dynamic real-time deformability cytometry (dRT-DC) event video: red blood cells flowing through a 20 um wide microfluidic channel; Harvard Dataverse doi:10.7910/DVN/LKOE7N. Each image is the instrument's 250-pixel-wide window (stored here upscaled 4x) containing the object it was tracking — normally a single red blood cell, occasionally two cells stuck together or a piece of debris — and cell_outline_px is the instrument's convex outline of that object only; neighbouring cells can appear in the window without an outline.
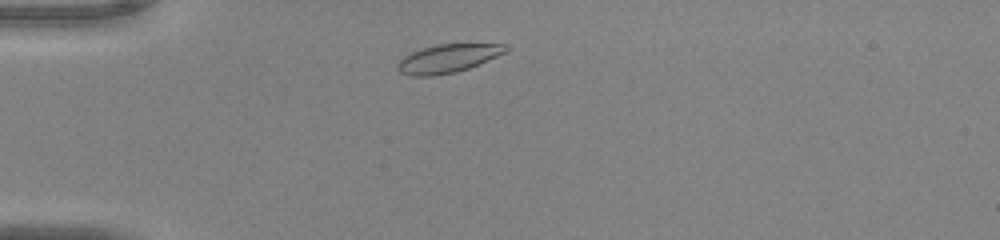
{"species": "common noctule bat (a hibernating species)", "species_latin": "Nyctalus noctula", "temperature_condition": "warm", "stored_images_in_passage": 40, "camera_frame_rate_fps": 3000, "um_per_image_px": 0.085, "animal": {"sex": "male", "body_mass_g": 20.0, "forearm_length_mm": 53.3}, "frame": {"image": 1, "passage_image": 3, "time_ms": 0.667, "image_size_px": [1000, 240], "cell_outline_px": [[508, 48], [504, 52], [496, 56], [468, 68], [456, 72], [432, 76], [412, 76], [400, 72], [396, 68], [396, 64], [404, 56], [420, 48], [436, 44], [508, 44]], "centroid_in_image_um": [38.01, 4.97], "position_along_channel_um": 47.0, "area_um2": 17.74}}
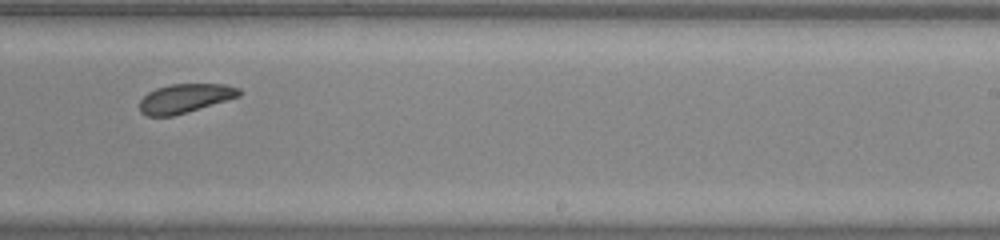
{"frame": {"image": 2, "passage_image": 22, "time_ms": 7.0, "image_size_px": [1000, 240], "cell_outline_px": [[244, 92], [240, 96], [172, 116], [148, 116], [140, 112], [140, 100], [148, 92], [156, 88], [172, 84], [224, 84], [240, 88]], "centroid_in_image_um": [15.74, 8.35], "position_along_channel_um": 273.3, "area_um2": 16.7}}
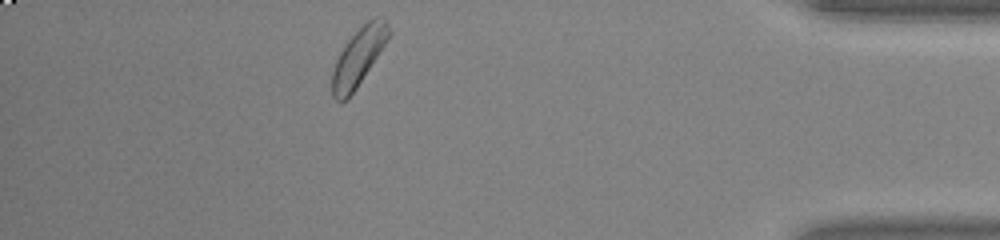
{"frame": {"image": 3, "passage_image": 35, "time_ms": 11.333, "image_size_px": [1000, 240], "cell_outline_px": [[392, 32], [356, 88], [344, 100], [336, 100], [332, 96], [332, 72], [336, 60], [344, 44], [372, 16], [376, 16], [384, 20], [388, 24]], "centroid_in_image_um": [30.46, 4.81], "position_along_channel_um": 404.7, "area_um2": 18.44}, "authors_computed_cell_mechanics": {"area_um2": 18.0336, "velocity_mm_per_s": 3.9647, "shape_relaxation_time_tau1_ms": 7.7304, "shape_relaxation_time_tau2_ms": 8.1971, "deformation_change_tau1": 0.1809, "deformation_change_tau2": 0.1325}}